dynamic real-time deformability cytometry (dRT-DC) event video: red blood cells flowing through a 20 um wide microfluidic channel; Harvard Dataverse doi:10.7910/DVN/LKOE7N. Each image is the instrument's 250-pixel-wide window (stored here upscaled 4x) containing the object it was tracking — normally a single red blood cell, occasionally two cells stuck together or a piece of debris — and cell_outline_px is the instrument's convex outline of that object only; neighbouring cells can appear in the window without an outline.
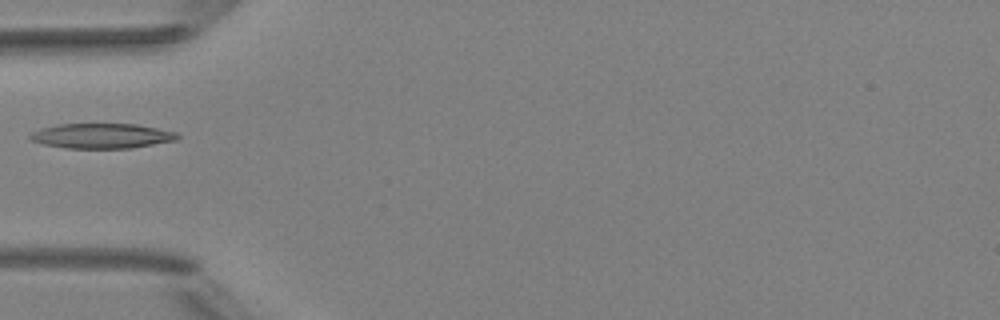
{"species": "Egyptian fruit bat (a non-hibernating species)", "species_latin": "Rousettus aegyptiacus", "temperature_condition": "room temperature", "stored_images_in_passage": 5, "camera_frame_rate_fps": 3000, "um_per_image_px": 0.085, "animal": {"sex": "female"}, "frame": {"image": 1, "passage_image": 4, "time_ms": 4.333, "image_size_px": [1000, 320], "cell_outline_px": [[180, 136], [176, 140], [128, 148], [68, 148], [44, 144], [32, 140], [28, 136], [32, 132], [40, 128], [60, 124], [136, 124], [176, 132]], "centroid_in_image_um": [8.63, 11.54], "position_along_channel_um": 76.4, "area_um2": 21.15}}
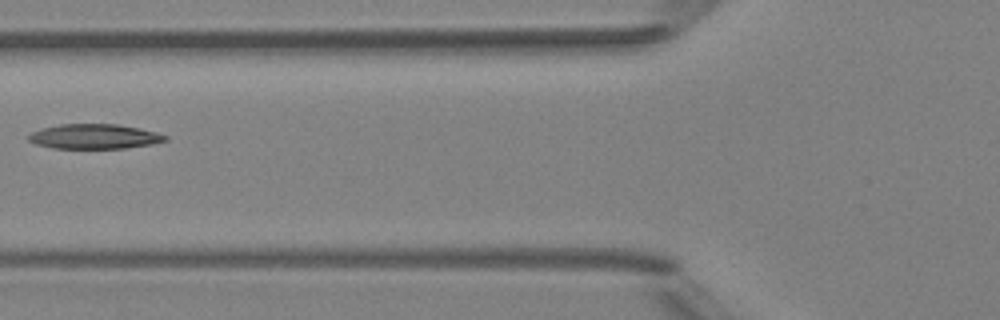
{"frame": {"image": 2, "passage_image": 5, "time_ms": 5.333, "image_size_px": [1000, 320], "cell_outline_px": [[168, 140], [152, 144], [124, 148], [52, 148], [36, 144], [28, 140], [28, 136], [32, 132], [44, 128], [60, 124], [116, 124], [140, 128], [156, 132], [168, 136]], "centroid_in_image_um": [8.04, 11.6], "position_along_channel_um": 117.8, "area_um2": 19.65}}